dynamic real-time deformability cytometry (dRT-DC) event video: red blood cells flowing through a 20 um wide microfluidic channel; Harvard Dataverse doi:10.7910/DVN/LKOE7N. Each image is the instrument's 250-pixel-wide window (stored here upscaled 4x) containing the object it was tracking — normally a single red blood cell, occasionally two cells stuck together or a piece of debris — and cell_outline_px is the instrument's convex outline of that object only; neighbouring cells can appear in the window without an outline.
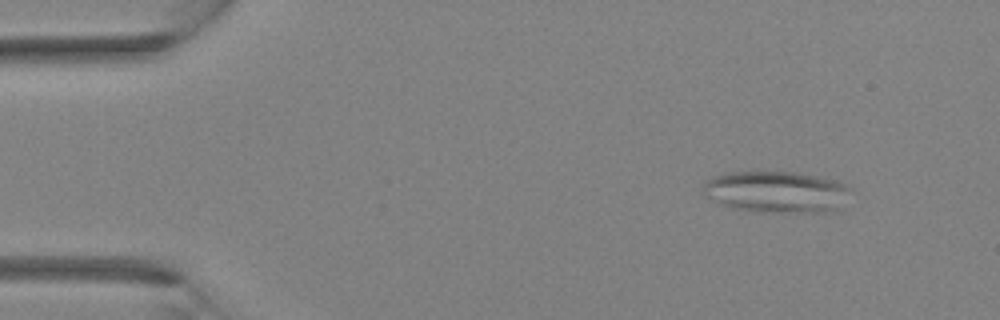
{"species": "Egyptian fruit bat (a non-hibernating species)", "species_latin": "Rousettus aegyptiacus", "temperature_condition": "room temperature", "stored_images_in_passage": 3, "camera_frame_rate_fps": 3000, "um_per_image_px": 0.085, "animal": {"sex": "female"}, "frame": {"image": 1, "passage_image": 1, "time_ms": 0.0, "image_size_px": [1000, 320], "cell_outline_px": [[852, 188], [840, 212], [756, 212], [732, 208], [720, 204], [708, 196], [704, 192], [704, 180], [712, 176], [728, 172], [796, 172], [820, 176], [836, 180], [848, 184]], "centroid_in_image_um": [66.08, 16.32], "position_along_channel_um": 18.9, "area_um2": 36.41}}